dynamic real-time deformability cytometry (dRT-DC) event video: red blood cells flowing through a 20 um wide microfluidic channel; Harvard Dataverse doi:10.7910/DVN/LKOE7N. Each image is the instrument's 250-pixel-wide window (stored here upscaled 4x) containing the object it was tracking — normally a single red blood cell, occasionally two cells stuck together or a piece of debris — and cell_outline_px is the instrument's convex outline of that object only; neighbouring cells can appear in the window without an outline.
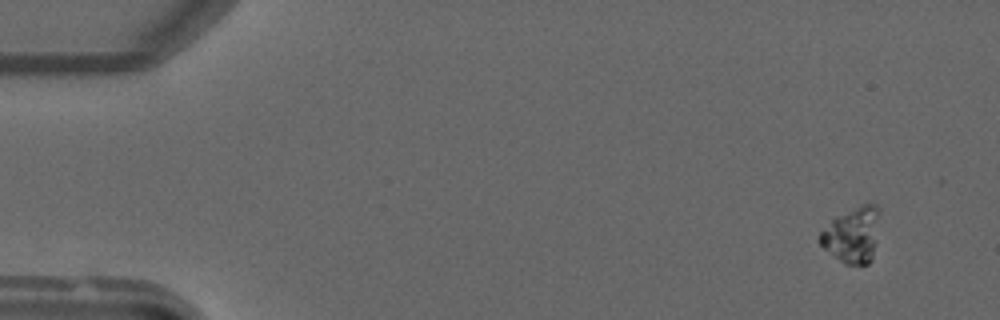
{"species": "common noctule bat (a hibernating species)", "species_latin": "Nyctalus noctula", "temperature_condition": "warm", "stored_images_in_passage": 33, "camera_frame_rate_fps": 3000, "um_per_image_px": 0.085, "animal": {"sex": "male", "forearm_length_mm": 52.5}, "frame": {"image": 1, "passage_image": 5, "time_ms": 1.333, "image_size_px": [1000, 320], "cell_outline_px": [[880, 208], [872, 260], [868, 264], [844, 264], [832, 256], [820, 244], [820, 232], [836, 216], [864, 204], [876, 204]], "centroid_in_image_um": [72.45, 19.98], "position_along_channel_um": 12.6, "area_um2": 19.07}}
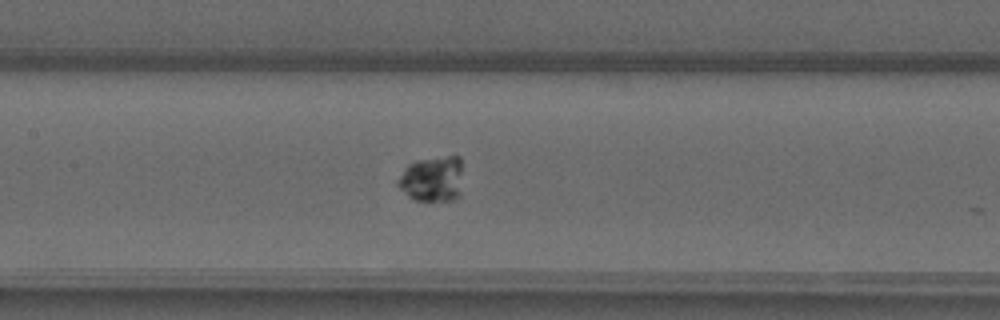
{"frame": {"image": 2, "passage_image": 26, "time_ms": 8.333, "image_size_px": [1000, 320], "cell_outline_px": [[460, 196], [456, 200], [416, 200], [408, 196], [396, 184], [396, 180], [404, 168], [408, 164], [416, 160], [448, 156], [460, 156]], "centroid_in_image_um": [36.71, 15.21], "position_along_channel_um": 170.7, "area_um2": 17.17}}
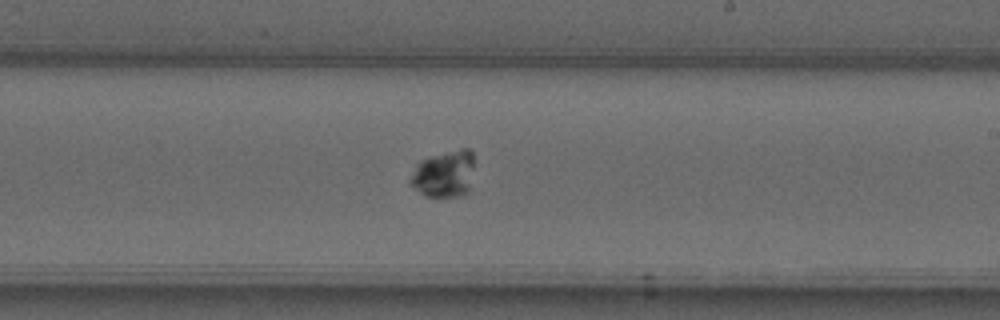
{"frame": {"image": 3, "passage_image": 32, "time_ms": 10.333, "image_size_px": [1000, 320], "cell_outline_px": [[472, 168], [468, 192], [460, 196], [424, 196], [408, 180], [420, 160], [432, 156], [460, 148], [468, 148], [472, 152]], "centroid_in_image_um": [37.74, 14.78], "position_along_channel_um": 251.3, "area_um2": 17.05}}